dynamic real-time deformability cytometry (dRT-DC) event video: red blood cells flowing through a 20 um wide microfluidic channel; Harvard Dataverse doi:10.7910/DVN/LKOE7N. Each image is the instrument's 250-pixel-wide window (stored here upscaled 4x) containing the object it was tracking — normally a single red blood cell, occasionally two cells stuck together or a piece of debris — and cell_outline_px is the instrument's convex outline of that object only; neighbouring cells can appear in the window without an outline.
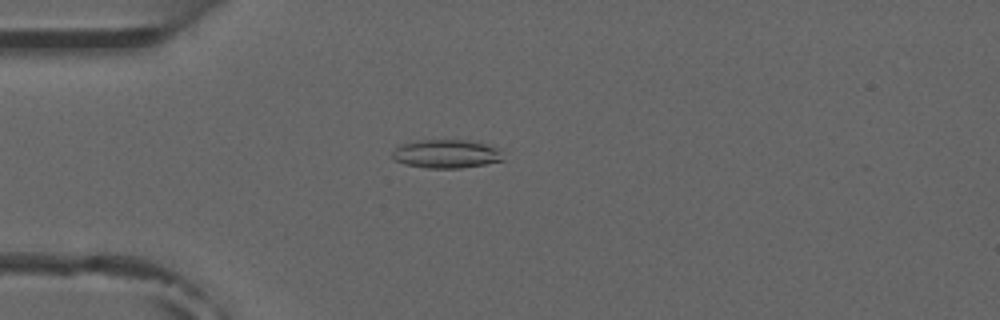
{"species": "common noctule bat (a hibernating species)", "species_latin": "Nyctalus noctula", "temperature_condition": "room temperature", "stored_images_in_passage": 4, "camera_frame_rate_fps": 3000, "um_per_image_px": 0.085, "animal": {"sex": "male", "forearm_length_mm": 52.5}, "frame": {"image": 1, "passage_image": 4, "time_ms": 3.667, "image_size_px": [1000, 320], "cell_outline_px": [[504, 160], [484, 164], [460, 168], [428, 168], [404, 164], [396, 160], [392, 156], [392, 152], [400, 144], [416, 140], [468, 140], [484, 144], [496, 148], [500, 152]], "centroid_in_image_um": [37.89, 13.07], "position_along_channel_um": 47.1, "area_um2": 18.26}}